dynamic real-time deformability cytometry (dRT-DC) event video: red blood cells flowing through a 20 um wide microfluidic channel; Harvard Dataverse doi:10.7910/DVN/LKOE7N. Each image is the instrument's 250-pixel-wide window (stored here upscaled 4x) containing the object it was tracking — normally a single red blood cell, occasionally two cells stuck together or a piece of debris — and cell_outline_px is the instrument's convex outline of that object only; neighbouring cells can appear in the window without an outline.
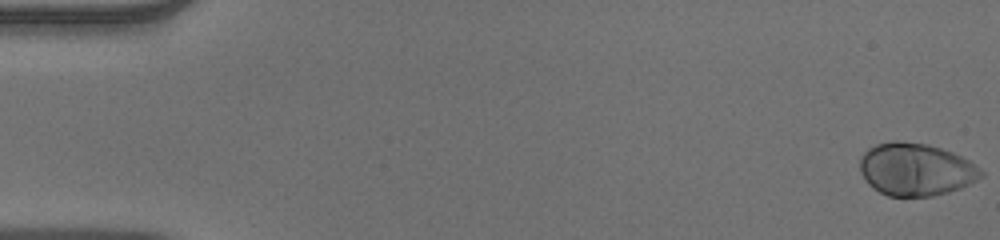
{"species": "human", "species_latin": "Homo sapiens", "temperature_condition": "warm", "stored_images_in_passage": 53, "camera_frame_rate_fps": 3000, "um_per_image_px": 0.085, "donor": {"sex": "male"}, "frame": {"image": 1, "passage_image": 1, "time_ms": 0.0, "image_size_px": [1000, 240], "cell_outline_px": [[984, 176], [960, 188], [948, 192], [932, 196], [888, 196], [872, 188], [868, 184], [860, 172], [860, 156], [868, 148], [876, 144], [892, 140], [896, 140], [928, 144], [952, 152], [968, 160], [980, 168], [984, 172]], "centroid_in_image_um": [77.82, 14.39], "position_along_channel_um": 7.2, "area_um2": 37.28}}
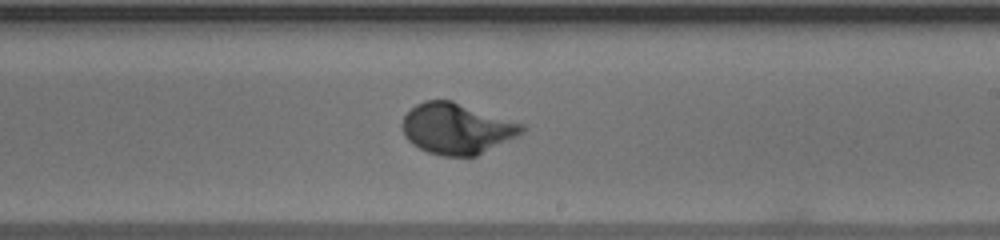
{"frame": {"image": 2, "passage_image": 32, "time_ms": 10.333, "image_size_px": [1000, 240], "cell_outline_px": [[528, 128], [524, 132], [476, 156], [440, 156], [428, 152], [412, 144], [404, 136], [404, 116], [416, 104], [424, 100], [452, 100], [524, 124]], "centroid_in_image_um": [38.84, 10.93], "position_along_channel_um": 250.2, "area_um2": 35.26}}
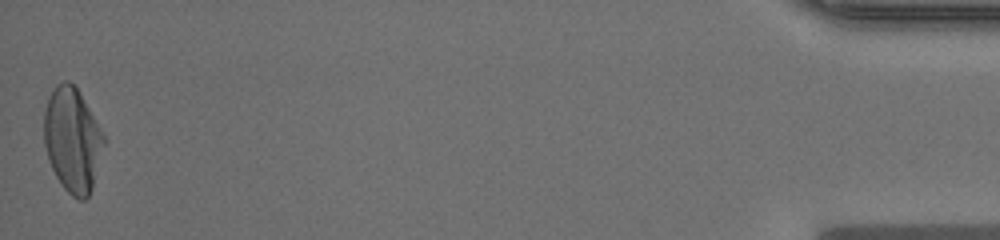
{"frame": {"image": 3, "passage_image": 53, "time_ms": 17.333, "image_size_px": [1000, 240], "cell_outline_px": [[108, 140], [92, 188], [88, 196], [84, 200], [80, 200], [72, 196], [64, 188], [56, 176], [48, 160], [44, 144], [44, 112], [48, 96], [56, 84], [64, 80], [68, 80], [80, 92]], "centroid_in_image_um": [6.19, 11.88], "position_along_channel_um": 429.0, "area_um2": 36.99}, "authors_computed_cell_mechanics": {"area_um2": 35.2002, "velocity_mm_per_s": 3.8896, "shape_relaxation_time_tau1_ms": 2.9642, "shape_relaxation_time_tau2_ms": null, "deformation_change_tau1": 0.1921, "deformation_change_tau2": null}}